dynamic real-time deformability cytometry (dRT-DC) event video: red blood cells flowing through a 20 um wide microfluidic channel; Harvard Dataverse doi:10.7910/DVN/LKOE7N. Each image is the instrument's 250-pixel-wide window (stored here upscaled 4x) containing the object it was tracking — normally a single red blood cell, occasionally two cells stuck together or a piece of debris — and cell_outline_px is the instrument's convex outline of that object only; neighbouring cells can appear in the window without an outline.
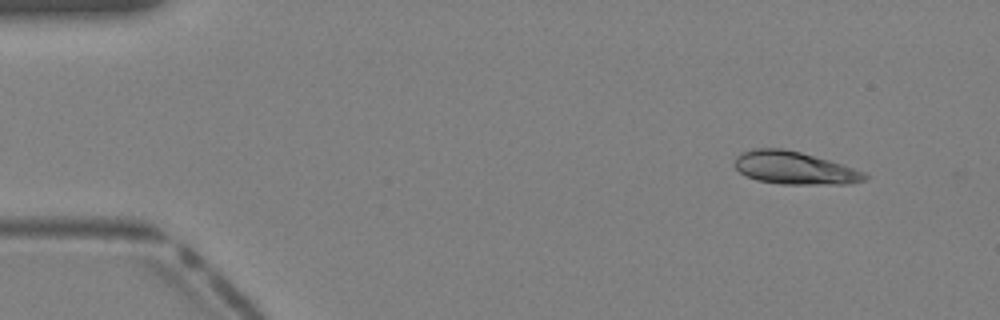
{"species": "Egyptian fruit bat (a non-hibernating species)", "species_latin": "Rousettus aegyptiacus", "temperature_condition": "warm", "stored_images_in_passage": 7, "camera_frame_rate_fps": 3000, "um_per_image_px": 0.085, "animal": {"sex": "female"}, "frame": {"image": 1, "passage_image": 1, "time_ms": 0.0, "image_size_px": [1000, 320], "cell_outline_px": [[868, 176], [864, 180], [848, 184], [780, 184], [756, 180], [744, 176], [736, 168], [736, 156], [740, 152], [752, 148], [784, 148], [800, 152], [828, 160], [864, 172]], "centroid_in_image_um": [67.47, 14.27], "position_along_channel_um": 17.5, "area_um2": 24.74}}